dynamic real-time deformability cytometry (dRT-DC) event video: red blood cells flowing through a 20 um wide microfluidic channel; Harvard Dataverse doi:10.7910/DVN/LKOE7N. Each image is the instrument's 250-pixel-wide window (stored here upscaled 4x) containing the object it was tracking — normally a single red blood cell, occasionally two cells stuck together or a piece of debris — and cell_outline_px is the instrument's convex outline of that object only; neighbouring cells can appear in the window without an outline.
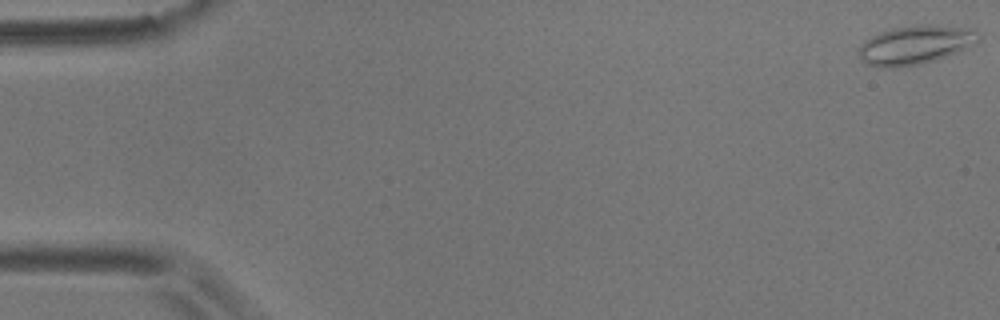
{"species": "common noctule bat (a hibernating species)", "species_latin": "Nyctalus noctula", "temperature_condition": "room temperature", "stored_images_in_passage": 5, "camera_frame_rate_fps": 3000, "um_per_image_px": 0.085, "animal": {"sex": "male", "body_mass_g": 17.9}, "frame": {"image": 1, "passage_image": 1, "time_ms": 0.0, "image_size_px": [1000, 320], "cell_outline_px": [[980, 40], [956, 52], [936, 60], [920, 64], [892, 68], [884, 68], [864, 64], [856, 52], [860, 44], [864, 40], [880, 32], [892, 28], [924, 24], [928, 24], [964, 28], [976, 32], [980, 36]], "centroid_in_image_um": [77.7, 3.83], "position_along_channel_um": 7.3, "area_um2": 26.99}}